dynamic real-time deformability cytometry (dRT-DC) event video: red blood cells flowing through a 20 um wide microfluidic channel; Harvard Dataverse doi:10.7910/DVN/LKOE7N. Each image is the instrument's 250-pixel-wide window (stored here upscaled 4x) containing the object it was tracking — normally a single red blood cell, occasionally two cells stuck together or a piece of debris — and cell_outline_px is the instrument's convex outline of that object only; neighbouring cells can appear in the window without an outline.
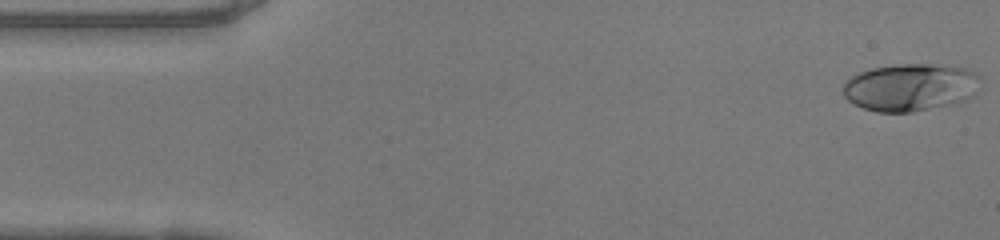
{"species": "human", "species_latin": "Homo sapiens", "temperature_condition": "warm", "stored_images_in_passage": 48, "camera_frame_rate_fps": 3000, "um_per_image_px": 0.085, "donor": {"sex": "female"}, "frame": {"image": 1, "passage_image": 1, "time_ms": 0.0, "image_size_px": [1000, 240], "cell_outline_px": [[980, 76], [976, 92], [972, 96], [964, 100], [948, 104], [912, 112], [876, 112], [864, 108], [848, 100], [844, 96], [844, 84], [852, 76], [860, 72], [872, 68], [896, 64], [944, 64], [964, 68], [976, 72]], "centroid_in_image_um": [77.39, 7.4], "position_along_channel_um": 7.6, "area_um2": 37.86}}
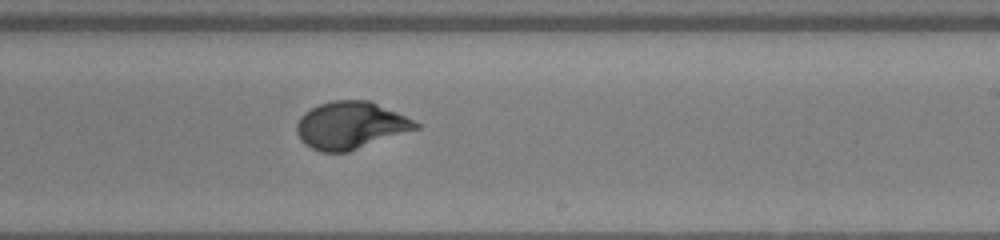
{"frame": {"image": 2, "passage_image": 28, "time_ms": 9.0, "image_size_px": [1000, 240], "cell_outline_px": [[420, 128], [348, 152], [320, 152], [304, 144], [300, 140], [296, 132], [296, 124], [300, 116], [304, 112], [320, 104], [332, 100], [368, 100], [396, 112], [420, 124]], "centroid_in_image_um": [29.76, 10.66], "position_along_channel_um": 259.2, "area_um2": 32.71}}
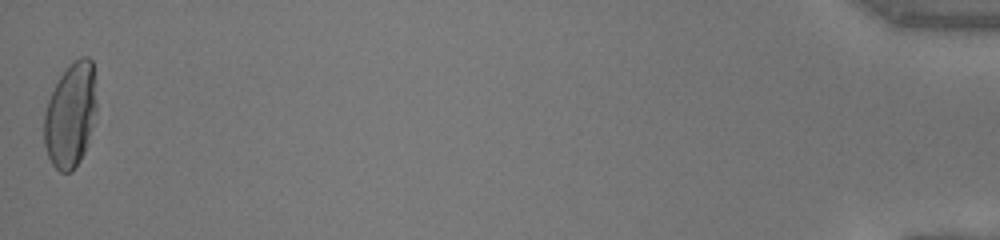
{"frame": {"image": 3, "passage_image": 48, "time_ms": 15.667, "image_size_px": [1000, 240], "cell_outline_px": [[96, 112], [88, 144], [80, 160], [72, 172], [60, 172], [52, 164], [48, 156], [44, 144], [44, 112], [48, 100], [60, 76], [80, 56], [88, 56], [92, 60], [96, 100]], "centroid_in_image_um": [6.0, 9.81], "position_along_channel_um": 429.2, "area_um2": 31.91}, "authors_computed_cell_mechanics": {"area_um2": 32.8304, "velocity_mm_per_s": 4.1482, "shape_relaxation_time_tau1_ms": 4.4798, "shape_relaxation_time_tau2_ms": null, "deformation_change_tau1": 0.2382, "deformation_change_tau2": null}}